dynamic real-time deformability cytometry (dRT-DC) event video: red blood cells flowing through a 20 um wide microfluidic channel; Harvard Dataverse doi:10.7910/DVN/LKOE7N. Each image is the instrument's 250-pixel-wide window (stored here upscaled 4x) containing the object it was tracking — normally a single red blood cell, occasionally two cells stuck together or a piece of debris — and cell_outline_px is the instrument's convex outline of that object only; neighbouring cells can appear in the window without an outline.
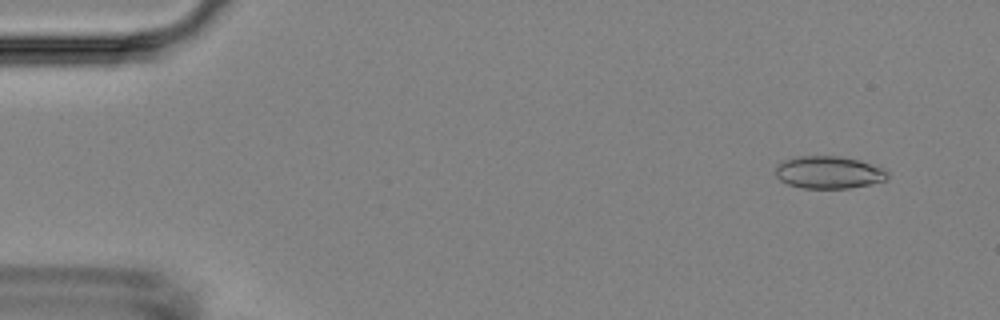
{"species": "Egyptian fruit bat (a non-hibernating species)", "species_latin": "Rousettus aegyptiacus", "temperature_condition": "room temperature", "stored_images_in_passage": 12, "camera_frame_rate_fps": 3000, "um_per_image_px": 0.085, "animal": {"sex": "female"}, "frame": {"image": 1, "passage_image": 4, "time_ms": 1.0, "image_size_px": [1000, 320], "cell_outline_px": [[888, 180], [848, 188], [804, 188], [788, 184], [780, 180], [776, 176], [776, 164], [784, 160], [796, 156], [840, 156], [860, 160], [880, 168], [888, 172]], "centroid_in_image_um": [70.41, 14.64], "position_along_channel_um": 14.6, "area_um2": 21.1}}